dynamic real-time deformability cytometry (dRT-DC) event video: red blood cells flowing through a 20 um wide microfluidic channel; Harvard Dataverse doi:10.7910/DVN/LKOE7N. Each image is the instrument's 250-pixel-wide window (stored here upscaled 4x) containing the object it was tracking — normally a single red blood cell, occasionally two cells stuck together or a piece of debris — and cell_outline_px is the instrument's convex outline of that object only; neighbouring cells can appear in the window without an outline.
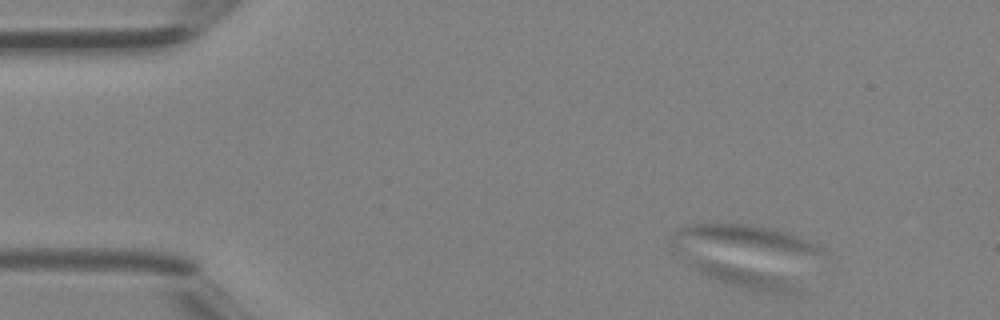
{"species": "Egyptian fruit bat (a non-hibernating species)", "species_latin": "Rousettus aegyptiacus", "temperature_condition": "room temperature", "stored_images_in_passage": 7, "camera_frame_rate_fps": 3000, "um_per_image_px": 0.085, "animal": {"sex": "female"}, "frame": {"image": 1, "passage_image": 1, "time_ms": 0.0, "image_size_px": [1000, 320], "cell_outline_px": [[800, 292], [764, 292], [740, 288], [708, 276], [696, 268], [692, 264], [696, 260], [708, 260], [780, 276], [800, 288]], "centroid_in_image_um": [63.36, 23.59], "position_along_channel_um": 21.6, "area_um2": 12.43}}